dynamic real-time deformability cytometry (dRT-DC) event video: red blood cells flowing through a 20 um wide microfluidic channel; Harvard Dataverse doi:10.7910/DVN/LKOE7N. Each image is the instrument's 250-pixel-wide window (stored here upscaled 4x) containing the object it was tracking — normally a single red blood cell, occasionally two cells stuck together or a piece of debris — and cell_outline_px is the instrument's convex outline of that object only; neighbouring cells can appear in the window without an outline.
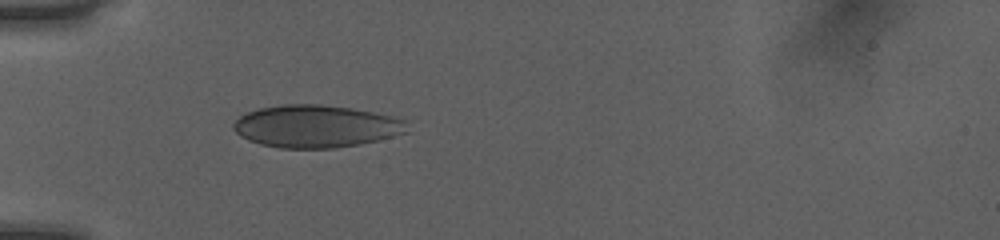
{"species": "human", "species_latin": "Homo sapiens", "temperature_condition": "room temperature", "stored_images_in_passage": 35, "camera_frame_rate_fps": 3000, "um_per_image_px": 0.085, "donor": {"sex": "female"}, "frame": {"image": 1, "passage_image": 1, "time_ms": 0.0, "image_size_px": [1000, 240], "cell_outline_px": [[408, 132], [376, 140], [336, 148], [280, 148], [260, 144], [248, 140], [240, 136], [232, 128], [232, 124], [240, 116], [248, 112], [260, 108], [284, 104], [320, 104], [352, 108], [392, 116], [404, 120]], "centroid_in_image_um": [26.81, 10.73], "position_along_channel_um": 58.2, "area_um2": 42.71}}
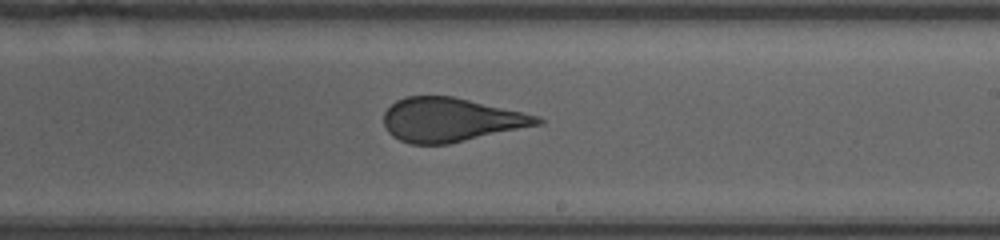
{"frame": {"image": 2, "passage_image": 16, "time_ms": 5.0, "image_size_px": [1000, 240], "cell_outline_px": [[544, 120], [540, 124], [448, 144], [412, 144], [400, 140], [392, 136], [388, 132], [384, 124], [384, 112], [396, 100], [404, 96], [452, 96], [540, 116]], "centroid_in_image_um": [38.28, 10.18], "position_along_channel_um": 250.7, "area_um2": 38.96}}
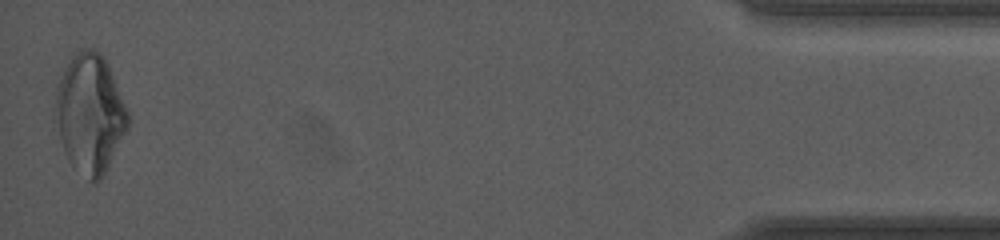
{"frame": {"image": 3, "passage_image": 35, "time_ms": 11.333, "image_size_px": [1000, 240], "cell_outline_px": [[128, 128], [100, 180], [96, 184], [92, 184], [68, 160], [64, 152], [52, 124], [52, 108], [56, 84], [60, 76], [72, 56], [80, 48], [92, 48], [104, 56], [108, 64], [128, 112]], "centroid_in_image_um": [7.56, 9.65], "position_along_channel_um": 427.6, "area_um2": 51.1}, "authors_computed_cell_mechanics": {"area_um2": 40.6334, "velocity_mm_per_s": 4.0396, "shape_relaxation_time_tau1_ms": 8.8994, "shape_relaxation_time_tau2_ms": null, "deformation_change_tau1": 0.1462, "deformation_change_tau2": null}}